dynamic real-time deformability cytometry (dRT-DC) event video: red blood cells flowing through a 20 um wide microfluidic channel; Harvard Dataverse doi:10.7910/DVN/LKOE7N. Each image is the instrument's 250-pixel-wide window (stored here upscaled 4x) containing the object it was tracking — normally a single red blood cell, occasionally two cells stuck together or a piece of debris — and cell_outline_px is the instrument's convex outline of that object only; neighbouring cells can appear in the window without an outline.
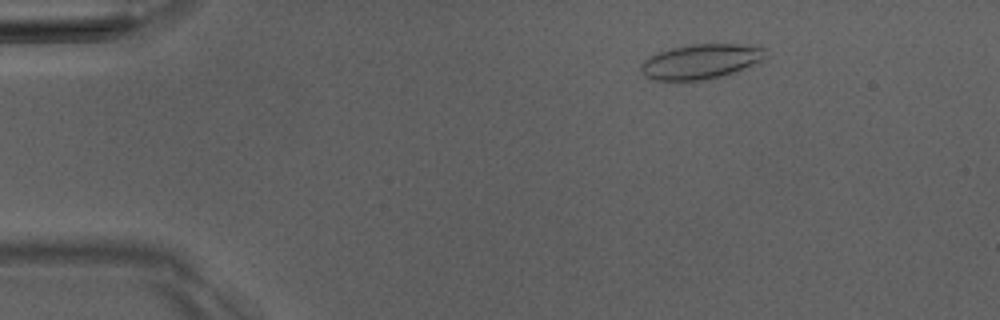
{"species": "Egyptian fruit bat (a non-hibernating species)", "species_latin": "Rousettus aegyptiacus", "temperature_condition": "room temperature", "stored_images_in_passage": 3, "camera_frame_rate_fps": 3000, "um_per_image_px": 0.085, "animal": {"sex": "male"}, "frame": {"image": 1, "passage_image": 3, "time_ms": 2.333, "image_size_px": [1000, 320], "cell_outline_px": [[768, 56], [764, 60], [732, 72], [720, 76], [704, 80], [652, 80], [644, 76], [640, 72], [640, 64], [644, 60], [660, 52], [672, 48], [692, 44], [760, 44], [764, 48]], "centroid_in_image_um": [59.6, 5.21], "position_along_channel_um": 25.4, "area_um2": 25.37}}